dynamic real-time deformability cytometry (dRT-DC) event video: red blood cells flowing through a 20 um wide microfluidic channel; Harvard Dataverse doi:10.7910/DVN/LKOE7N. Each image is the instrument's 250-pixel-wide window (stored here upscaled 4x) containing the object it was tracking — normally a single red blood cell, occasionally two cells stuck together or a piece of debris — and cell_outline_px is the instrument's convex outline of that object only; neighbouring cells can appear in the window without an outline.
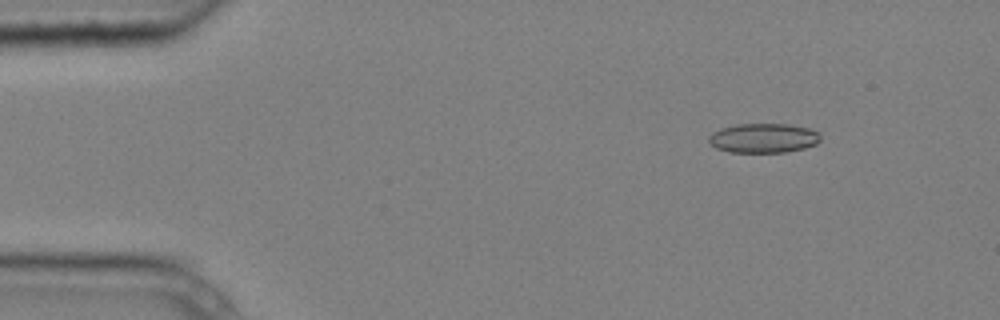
{"species": "common noctule bat (a hibernating species)", "species_latin": "Nyctalus noctula", "temperature_condition": "cold", "stored_images_in_passage": 8, "camera_frame_rate_fps": 3000, "um_per_image_px": 0.085, "animal": {"sex": "male", "body_mass_g": 20.4}, "frame": {"image": 1, "passage_image": 2, "time_ms": 0.333, "image_size_px": [1000, 320], "cell_outline_px": [[820, 140], [816, 144], [804, 148], [784, 152], [728, 152], [716, 148], [708, 140], [708, 136], [712, 132], [720, 128], [736, 124], [788, 124], [808, 128], [816, 132], [820, 136]], "centroid_in_image_um": [64.85, 11.73], "position_along_channel_um": 20.1, "area_um2": 19.13}}
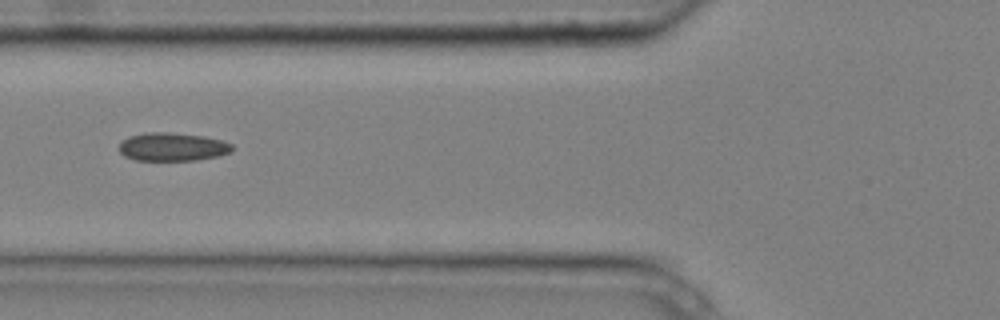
{"frame": {"image": 2, "passage_image": 6, "time_ms": 1.667, "image_size_px": [1000, 320], "cell_outline_px": [[232, 152], [220, 156], [196, 160], [136, 160], [124, 156], [116, 148], [120, 140], [128, 136], [144, 132], [168, 132], [204, 136], [220, 140], [232, 144]], "centroid_in_image_um": [14.6, 12.48], "position_along_channel_um": 111.2, "area_um2": 18.96}}
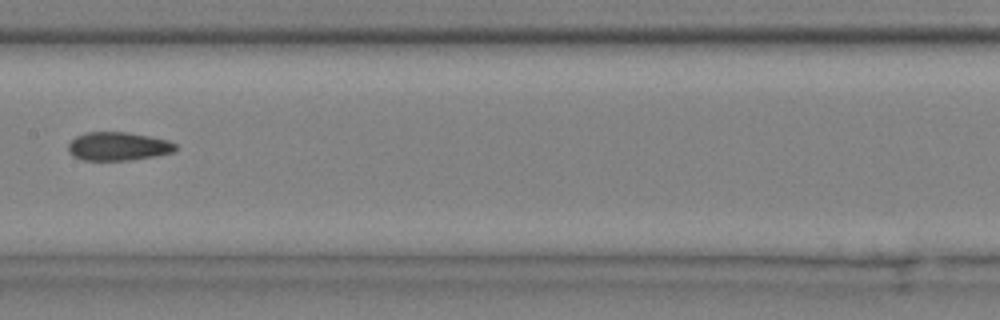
{"frame": {"image": 3, "passage_image": 8, "time_ms": 2.333, "image_size_px": [1000, 320], "cell_outline_px": [[176, 152], [156, 156], [128, 160], [80, 160], [72, 156], [68, 152], [68, 144], [76, 136], [88, 132], [128, 132], [168, 140], [176, 144]], "centroid_in_image_um": [10.03, 12.44], "position_along_channel_um": 197.4, "area_um2": 17.92}}